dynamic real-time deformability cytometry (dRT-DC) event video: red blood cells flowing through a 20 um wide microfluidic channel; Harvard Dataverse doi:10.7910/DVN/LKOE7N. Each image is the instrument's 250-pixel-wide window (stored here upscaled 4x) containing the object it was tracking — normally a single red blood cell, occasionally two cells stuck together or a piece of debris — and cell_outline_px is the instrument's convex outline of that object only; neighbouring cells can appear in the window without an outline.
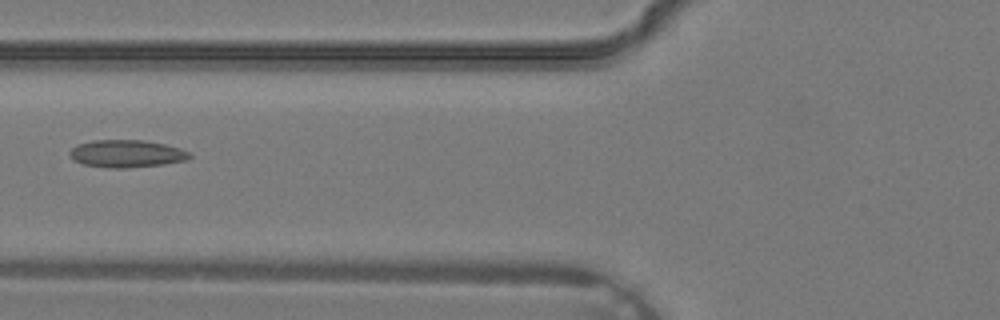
{"species": "common noctule bat (a hibernating species)", "species_latin": "Nyctalus noctula", "temperature_condition": "warm", "stored_images_in_passage": 4, "camera_frame_rate_fps": 3000, "um_per_image_px": 0.085, "animal": {"sex": "male", "body_mass_g": 19.2, "forearm_length_mm": 51.8}, "frame": {"image": 1, "passage_image": 4, "time_ms": 1.0, "image_size_px": [1000, 320], "cell_outline_px": [[192, 156], [188, 160], [164, 164], [128, 168], [108, 168], [84, 164], [72, 160], [68, 152], [72, 148], [80, 144], [92, 140], [144, 140], [164, 144], [180, 148], [188, 152]], "centroid_in_image_um": [10.76, 13.07], "position_along_channel_um": 115.0, "area_um2": 19.25}}